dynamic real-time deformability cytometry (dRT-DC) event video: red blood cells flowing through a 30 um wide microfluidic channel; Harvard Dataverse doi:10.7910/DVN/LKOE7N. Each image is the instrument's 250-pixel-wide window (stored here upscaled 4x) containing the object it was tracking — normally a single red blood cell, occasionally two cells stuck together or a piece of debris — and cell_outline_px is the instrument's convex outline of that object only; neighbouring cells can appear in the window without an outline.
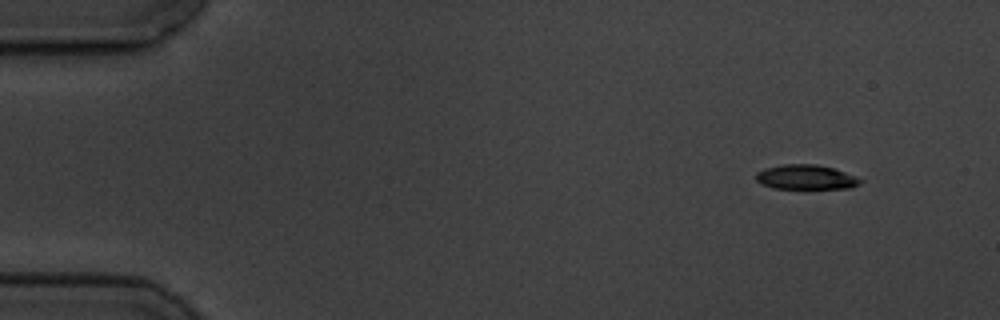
{"species": "common noctule bat (a hibernating species)", "species_latin": "Nyctalus noctula", "temperature_condition": "cold", "stored_images_in_passage": 5, "camera_frame_rate_fps": 3000, "um_per_image_px": 0.085, "animal": {"sex": "male", "body_mass_g": 19.5, "forearm_length_mm": 54.6}, "frame": {"image": 1, "passage_image": 1, "time_ms": 0.0, "image_size_px": [1000, 320], "cell_outline_px": [[864, 180], [860, 184], [852, 188], [772, 188], [760, 184], [756, 180], [756, 172], [764, 168], [784, 164], [816, 164], [832, 168], [856, 176]], "centroid_in_image_um": [68.49, 15.06], "position_along_channel_um": 16.5, "area_um2": 15.03}}
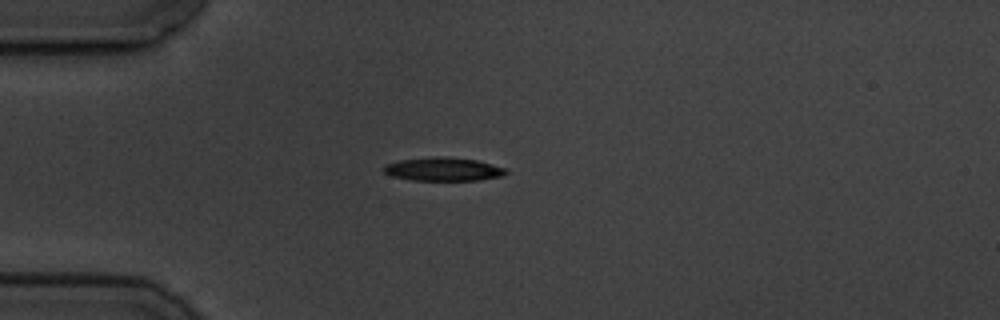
{"frame": {"image": 2, "passage_image": 4, "time_ms": 3.333, "image_size_px": [1000, 320], "cell_outline_px": [[508, 172], [504, 176], [476, 180], [412, 180], [392, 176], [384, 172], [384, 164], [400, 160], [432, 156], [444, 156], [476, 160], [508, 168]], "centroid_in_image_um": [37.7, 14.37], "position_along_channel_um": 47.3, "area_um2": 16.82}}
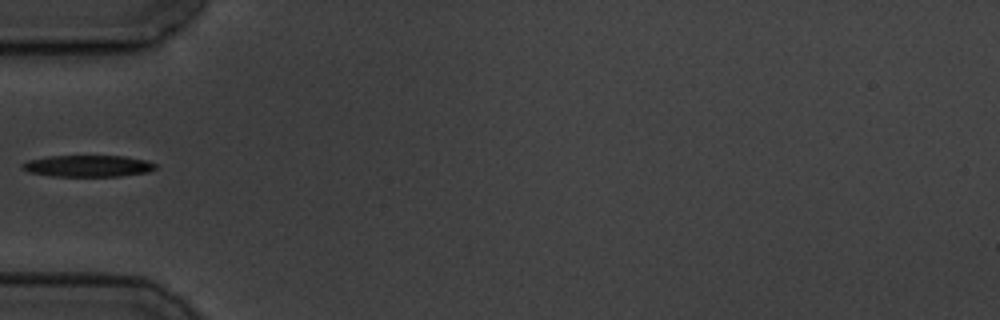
{"frame": {"image": 3, "passage_image": 5, "time_ms": 4.667, "image_size_px": [1000, 320], "cell_outline_px": [[156, 168], [148, 172], [120, 176], [52, 176], [28, 172], [20, 168], [20, 164], [28, 160], [48, 156], [124, 156], [148, 160], [156, 164]], "centroid_in_image_um": [7.45, 14.1], "position_along_channel_um": 77.5, "area_um2": 16.88}}